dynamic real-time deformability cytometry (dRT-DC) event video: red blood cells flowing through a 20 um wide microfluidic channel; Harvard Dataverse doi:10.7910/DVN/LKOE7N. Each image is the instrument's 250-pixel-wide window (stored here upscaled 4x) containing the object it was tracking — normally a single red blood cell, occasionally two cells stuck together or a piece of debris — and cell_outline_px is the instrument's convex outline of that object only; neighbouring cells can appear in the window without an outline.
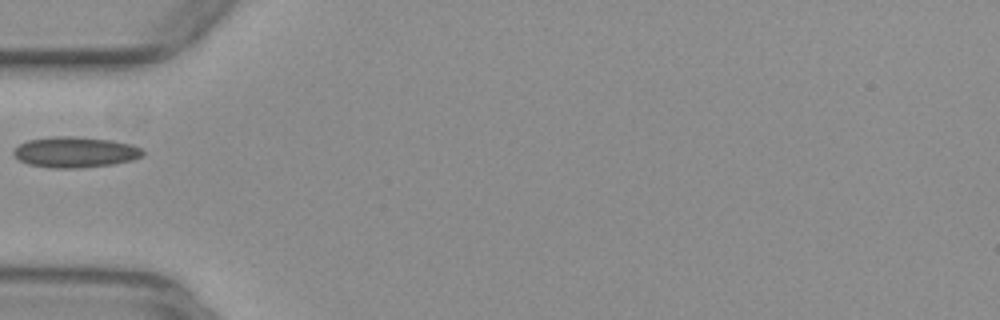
{"species": "common noctule bat (a hibernating species)", "species_latin": "Nyctalus noctula", "temperature_condition": "warm", "stored_images_in_passage": 23, "camera_frame_rate_fps": 3000, "um_per_image_px": 0.085, "animal": {"sex": "female", "body_mass_g": 29.2, "forearm_length_mm": 56.3}, "frame": {"image": 1, "passage_image": 1, "time_ms": 0.0, "image_size_px": [1000, 320], "cell_outline_px": [[144, 152], [140, 156], [132, 160], [112, 164], [80, 168], [56, 168], [28, 164], [20, 160], [12, 152], [20, 144], [28, 140], [52, 136], [76, 136], [112, 140], [132, 144], [140, 148]], "centroid_in_image_um": [6.39, 12.92], "position_along_channel_um": 78.6, "area_um2": 23.0}}